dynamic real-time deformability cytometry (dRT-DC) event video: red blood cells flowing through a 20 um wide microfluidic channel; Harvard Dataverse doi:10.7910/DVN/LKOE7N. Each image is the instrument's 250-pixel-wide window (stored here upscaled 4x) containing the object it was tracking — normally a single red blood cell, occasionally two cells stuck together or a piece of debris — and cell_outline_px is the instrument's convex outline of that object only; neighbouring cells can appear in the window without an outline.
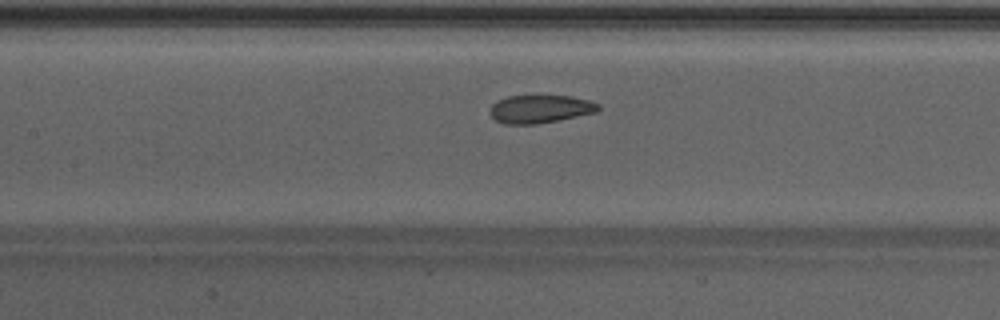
{"species": "Egyptian fruit bat (a non-hibernating species)", "species_latin": "Rousettus aegyptiacus", "temperature_condition": "warm", "stored_images_in_passage": 29, "camera_frame_rate_fps": 3000, "um_per_image_px": 0.085, "animal": {"sex": "male"}, "frame": {"image": 1, "passage_image": 7, "time_ms": 2.0, "image_size_px": [1000, 320], "cell_outline_px": [[600, 108], [596, 112], [536, 124], [504, 124], [496, 120], [488, 112], [492, 104], [496, 100], [508, 96], [572, 96], [588, 100], [600, 104]], "centroid_in_image_um": [45.88, 9.26], "position_along_channel_um": 161.5, "area_um2": 17.63}}
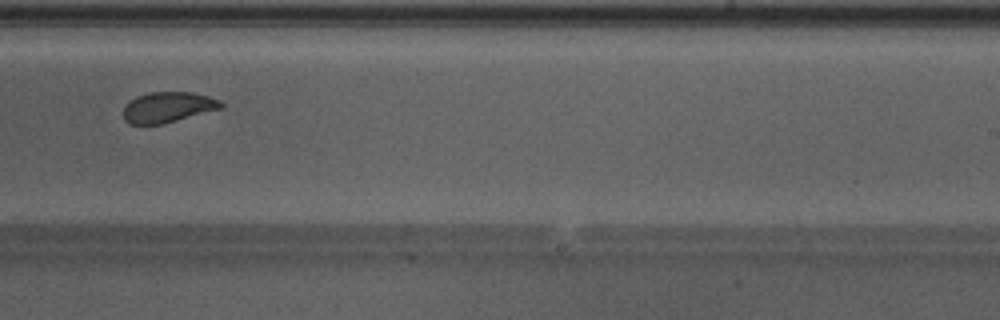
{"frame": {"image": 2, "passage_image": 15, "time_ms": 4.667, "image_size_px": [1000, 320], "cell_outline_px": [[224, 108], [164, 124], [128, 124], [124, 120], [124, 104], [136, 96], [148, 92], [192, 92], [208, 96], [220, 100], [224, 104]], "centroid_in_image_um": [14.28, 9.11], "position_along_channel_um": 274.7, "area_um2": 17.69}}
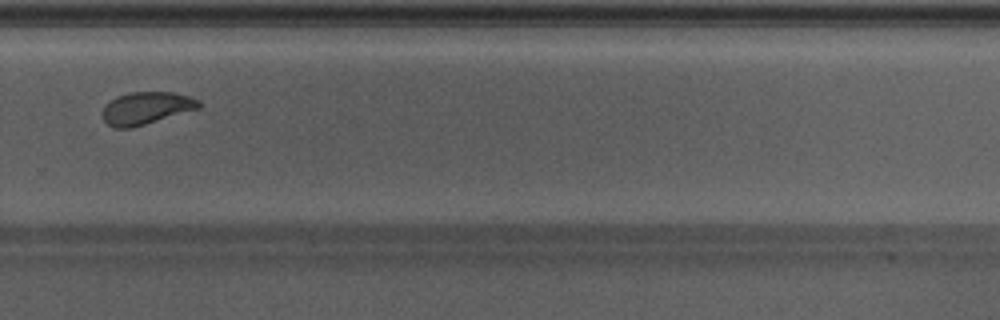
{"frame": {"image": 3, "passage_image": 18, "time_ms": 5.667, "image_size_px": [1000, 320], "cell_outline_px": [[200, 108], [132, 128], [112, 128], [104, 120], [104, 108], [116, 96], [132, 92], [172, 92], [188, 96], [200, 100]], "centroid_in_image_um": [12.45, 9.19], "position_along_channel_um": 317.3, "area_um2": 17.98}}